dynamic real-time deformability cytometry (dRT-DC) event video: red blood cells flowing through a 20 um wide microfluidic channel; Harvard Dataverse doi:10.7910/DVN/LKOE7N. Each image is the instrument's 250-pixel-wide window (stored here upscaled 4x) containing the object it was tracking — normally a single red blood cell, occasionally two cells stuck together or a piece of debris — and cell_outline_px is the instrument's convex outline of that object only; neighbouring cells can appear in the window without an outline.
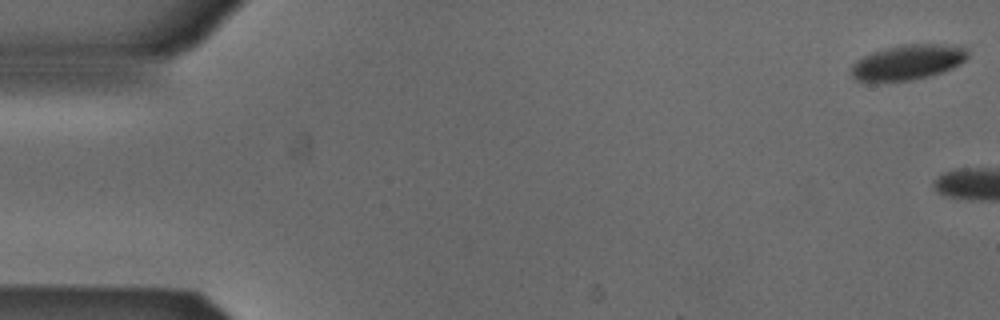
{"species": "Egyptian fruit bat (a non-hibernating species)", "species_latin": "Rousettus aegyptiacus", "temperature_condition": "cold", "stored_images_in_passage": 5, "camera_frame_rate_fps": 3000, "um_per_image_px": 0.085, "animal": {"sex": "male"}, "frame": {"image": 1, "passage_image": 1, "time_ms": 0.0, "image_size_px": [1000, 320], "cell_outline_px": [[968, 56], [960, 64], [944, 72], [912, 80], [856, 80], [852, 76], [852, 64], [856, 60], [872, 52], [904, 44], [964, 44], [968, 48]], "centroid_in_image_um": [77.26, 5.25], "position_along_channel_um": 7.7, "area_um2": 23.76}}